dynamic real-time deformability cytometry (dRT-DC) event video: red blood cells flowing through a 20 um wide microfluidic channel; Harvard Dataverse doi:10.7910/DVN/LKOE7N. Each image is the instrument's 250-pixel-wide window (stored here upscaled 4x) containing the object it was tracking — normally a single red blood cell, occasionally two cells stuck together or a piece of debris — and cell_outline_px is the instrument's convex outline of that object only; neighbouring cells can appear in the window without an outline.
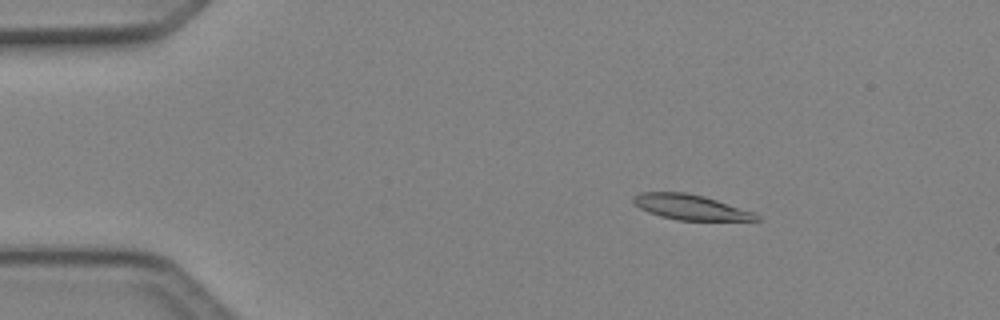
{"species": "Egyptian fruit bat (a non-hibernating species)", "species_latin": "Rousettus aegyptiacus", "temperature_condition": "cold", "stored_images_in_passage": 5, "camera_frame_rate_fps": 3000, "um_per_image_px": 0.085, "animal": {"sex": "female"}, "frame": {"image": 1, "passage_image": 3, "time_ms": 0.667, "image_size_px": [1000, 320], "cell_outline_px": [[760, 220], [680, 220], [660, 216], [648, 212], [640, 208], [632, 200], [632, 196], [640, 192], [684, 192], [704, 196], [752, 212], [760, 216]], "centroid_in_image_um": [58.64, 17.6], "position_along_channel_um": 26.4, "area_um2": 17.74}}